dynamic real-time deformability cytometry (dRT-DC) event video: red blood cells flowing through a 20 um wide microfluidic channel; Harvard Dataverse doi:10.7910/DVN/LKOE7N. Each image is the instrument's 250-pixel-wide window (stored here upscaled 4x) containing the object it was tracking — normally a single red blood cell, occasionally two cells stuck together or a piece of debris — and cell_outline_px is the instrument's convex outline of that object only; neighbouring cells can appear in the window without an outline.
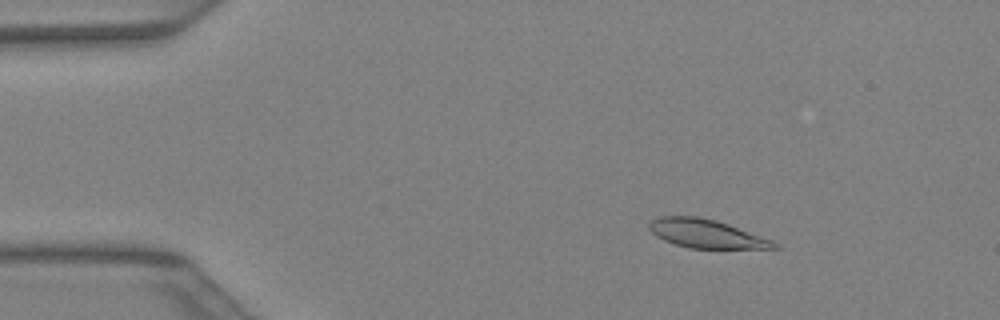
{"species": "Egyptian fruit bat (a non-hibernating species)", "species_latin": "Rousettus aegyptiacus", "temperature_condition": "warm", "stored_images_in_passage": 42, "camera_frame_rate_fps": 3000, "um_per_image_px": 0.085, "animal": {"sex": "female"}, "frame": {"image": 1, "passage_image": 7, "time_ms": 2.0, "image_size_px": [1000, 320], "cell_outline_px": [[780, 248], [688, 248], [664, 240], [656, 236], [648, 228], [648, 224], [652, 220], [660, 216], [696, 216], [716, 220], [728, 224], [772, 240], [780, 244]], "centroid_in_image_um": [60.02, 19.86], "position_along_channel_um": 25.0, "area_um2": 20.63}}
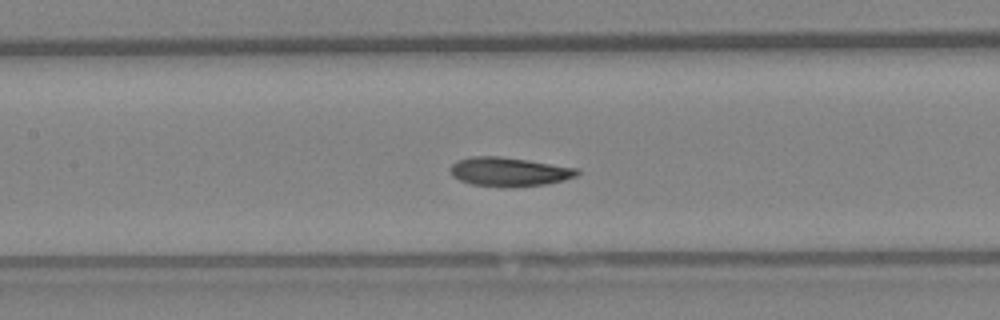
{"frame": {"image": 2, "passage_image": 20, "time_ms": 6.333, "image_size_px": [1000, 320], "cell_outline_px": [[580, 172], [576, 176], [564, 180], [544, 184], [512, 188], [504, 188], [472, 184], [460, 180], [452, 176], [448, 168], [456, 160], [468, 156], [500, 156], [528, 160], [580, 168]], "centroid_in_image_um": [43.25, 14.6], "position_along_channel_um": 164.1, "area_um2": 21.85}}
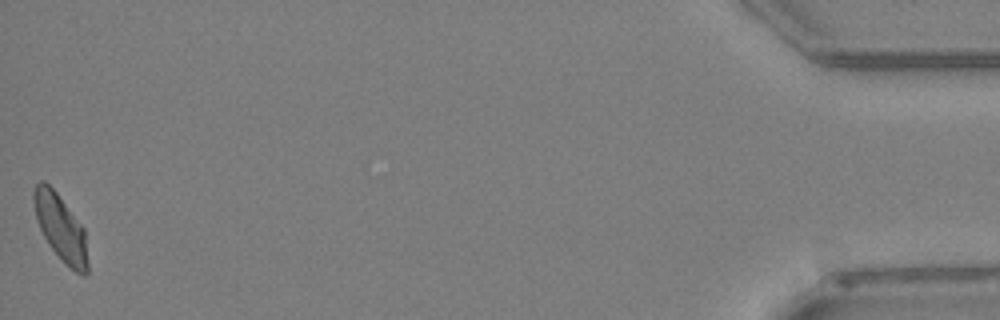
{"frame": {"image": 3, "passage_image": 42, "time_ms": 13.667, "image_size_px": [1000, 320], "cell_outline_px": [[88, 272], [84, 276], [76, 272], [48, 244], [36, 220], [32, 200], [32, 192], [36, 184], [40, 180], [44, 180], [56, 192], [84, 228], [88, 264]], "centroid_in_image_um": [5.13, 19.31], "position_along_channel_um": 430.1, "area_um2": 20.52}}